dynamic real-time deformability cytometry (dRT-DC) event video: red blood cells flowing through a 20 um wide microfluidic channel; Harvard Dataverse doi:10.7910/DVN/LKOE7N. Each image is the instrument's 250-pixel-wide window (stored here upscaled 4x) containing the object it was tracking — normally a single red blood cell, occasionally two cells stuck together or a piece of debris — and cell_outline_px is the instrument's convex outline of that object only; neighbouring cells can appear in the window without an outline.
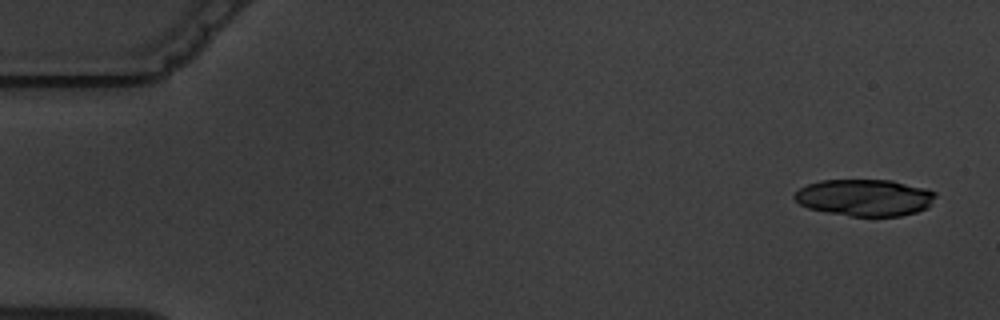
{"species": "common noctule bat (a hibernating species)", "species_latin": "Nyctalus noctula", "temperature_condition": "warm", "stored_images_in_passage": 14, "camera_frame_rate_fps": 3000, "um_per_image_px": 0.085, "animal": {"sex": "male", "body_mass_g": 19.5, "forearm_length_mm": 54.6}, "frame": {"image": 1, "passage_image": 1, "time_ms": 0.0, "image_size_px": [1000, 320], "cell_outline_px": [[936, 196], [928, 208], [916, 212], [900, 216], [848, 216], [808, 208], [800, 204], [792, 196], [800, 188], [808, 184], [820, 180], [892, 180], [924, 188], [936, 192]], "centroid_in_image_um": [73.51, 16.79], "position_along_channel_um": 11.5, "area_um2": 30.23}, "authors_computed_cell_mechanics": {"area_um2": 25.5187, "velocity_mm_per_s": 3.5944, "shape_relaxation_time_tau1_ms": 4.3185, "shape_relaxation_time_tau2_ms": null, "deformation_change_tau1": 0.1443, "deformation_change_tau2": null}}